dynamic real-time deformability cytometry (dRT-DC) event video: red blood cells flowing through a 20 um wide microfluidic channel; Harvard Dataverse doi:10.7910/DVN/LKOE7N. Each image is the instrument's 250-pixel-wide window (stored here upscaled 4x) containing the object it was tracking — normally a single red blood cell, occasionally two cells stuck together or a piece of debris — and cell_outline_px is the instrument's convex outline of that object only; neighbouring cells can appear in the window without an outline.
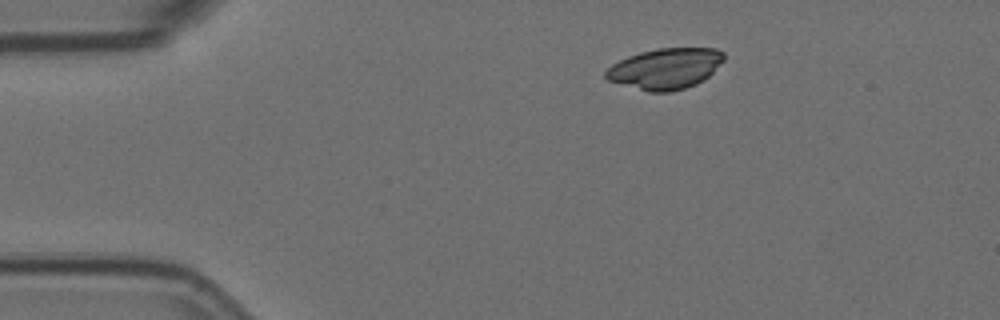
{"species": "Egyptian fruit bat (a non-hibernating species)", "species_latin": "Rousettus aegyptiacus", "temperature_condition": "room temperature", "stored_images_in_passage": 3, "camera_frame_rate_fps": 3000, "um_per_image_px": 0.085, "animal": {"sex": "female"}, "frame": {"image": 1, "passage_image": 1, "time_ms": 0.0, "image_size_px": [1000, 320], "cell_outline_px": [[724, 60], [704, 80], [696, 84], [672, 92], [648, 92], [608, 80], [604, 76], [604, 72], [612, 64], [628, 56], [640, 52], [660, 48], [716, 48], [724, 52]], "centroid_in_image_um": [56.55, 5.83], "position_along_channel_um": 28.4, "area_um2": 28.09}}